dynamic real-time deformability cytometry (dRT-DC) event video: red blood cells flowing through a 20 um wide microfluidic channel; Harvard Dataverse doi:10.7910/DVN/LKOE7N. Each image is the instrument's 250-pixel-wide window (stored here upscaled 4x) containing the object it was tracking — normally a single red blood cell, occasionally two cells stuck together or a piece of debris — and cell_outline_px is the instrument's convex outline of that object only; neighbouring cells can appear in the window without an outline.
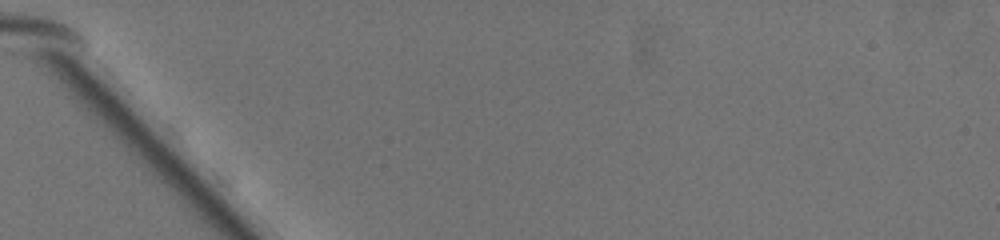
{"species": "common noctule bat (a hibernating species)", "species_latin": "Nyctalus noctula", "temperature_condition": "warm", "stored_images_in_passage": 1, "camera_frame_rate_fps": 3000, "um_per_image_px": 0.085, "animal": {"sex": "female", "body_mass_g": 19.5, "forearm_length_mm": 54.1}, "frame": {"image": 1, "passage_image": 1, "time_ms": 0.0, "image_size_px": [1000, 240], "cell_outline_px": [[288, 128], [280, 128], [260, 116], [240, 100], [232, 76], [232, 64], [248, 56], [284, 104]], "centroid_in_image_um": [21.95, 7.9], "position_along_channel_um": 63.1, "area_um2": 14.62}}